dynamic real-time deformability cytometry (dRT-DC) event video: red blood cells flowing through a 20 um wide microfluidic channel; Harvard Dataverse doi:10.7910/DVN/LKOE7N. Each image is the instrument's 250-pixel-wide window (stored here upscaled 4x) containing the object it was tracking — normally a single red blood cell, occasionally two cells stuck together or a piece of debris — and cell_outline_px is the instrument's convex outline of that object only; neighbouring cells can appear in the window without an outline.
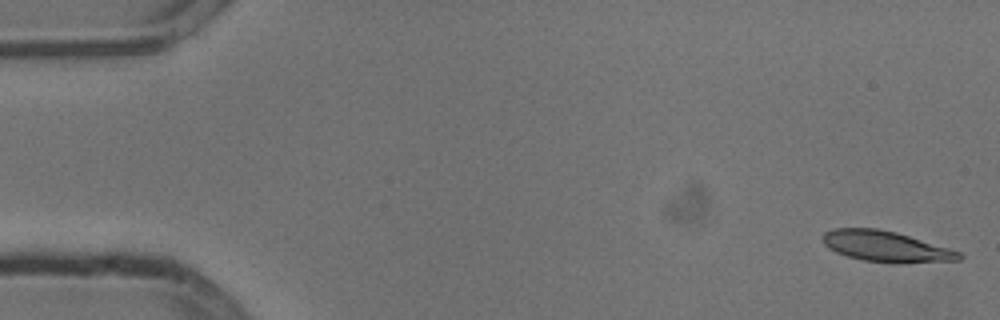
{"species": "common noctule bat (a hibernating species)", "species_latin": "Nyctalus noctula", "temperature_condition": "cold", "stored_images_in_passage": 53, "camera_frame_rate_fps": 3000, "um_per_image_px": 0.085, "animal": {"sex": "male", "body_mass_g": 13.3}, "frame": {"image": 1, "passage_image": 1, "time_ms": 0.0, "image_size_px": [1000, 320], "cell_outline_px": [[964, 256], [960, 260], [896, 264], [864, 260], [848, 256], [836, 252], [828, 248], [824, 244], [820, 236], [824, 232], [836, 228], [876, 228], [896, 232], [948, 248], [960, 252]], "centroid_in_image_um": [75.28, 20.95], "position_along_channel_um": 9.7, "area_um2": 24.51}}
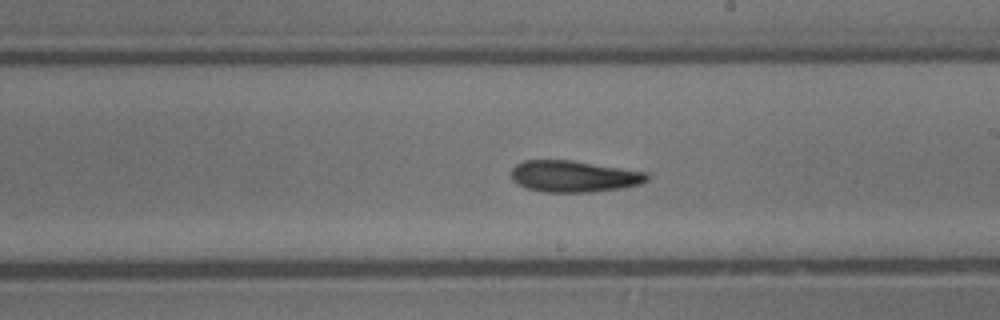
{"frame": {"image": 2, "passage_image": 30, "time_ms": 9.667, "image_size_px": [1000, 320], "cell_outline_px": [[648, 180], [640, 184], [620, 188], [592, 192], [544, 192], [524, 188], [516, 184], [512, 180], [512, 168], [516, 164], [524, 160], [572, 160], [648, 172]], "centroid_in_image_um": [48.75, 14.99], "position_along_channel_um": 240.2, "area_um2": 25.09}}
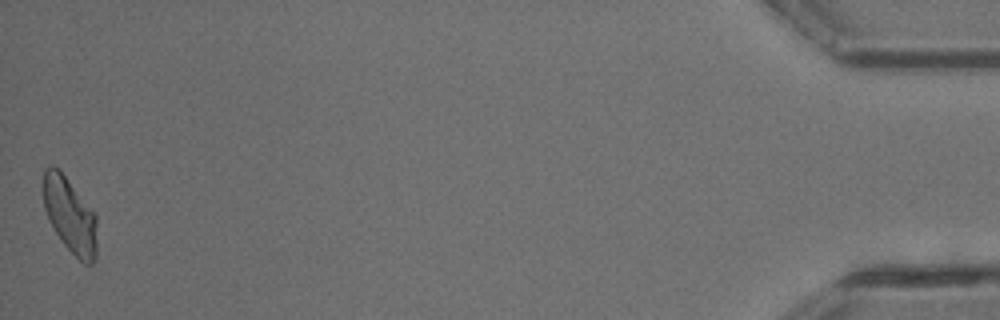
{"frame": {"image": 3, "passage_image": 53, "time_ms": 17.333, "image_size_px": [1000, 320], "cell_outline_px": [[96, 260], [92, 264], [84, 264], [64, 244], [48, 220], [44, 208], [44, 168], [48, 164], [52, 164], [60, 168], [96, 216]], "centroid_in_image_um": [5.93, 18.27], "position_along_channel_um": 429.3, "area_um2": 23.47}, "authors_computed_cell_mechanics": {"area_um2": 24.854, "velocity_mm_per_s": 3.7841, "shape_relaxation_time_tau1_ms": 6.4769, "shape_relaxation_time_tau2_ms": 9.9618, "deformation_change_tau1": 0.1633, "deformation_change_tau2": 0.1985}}